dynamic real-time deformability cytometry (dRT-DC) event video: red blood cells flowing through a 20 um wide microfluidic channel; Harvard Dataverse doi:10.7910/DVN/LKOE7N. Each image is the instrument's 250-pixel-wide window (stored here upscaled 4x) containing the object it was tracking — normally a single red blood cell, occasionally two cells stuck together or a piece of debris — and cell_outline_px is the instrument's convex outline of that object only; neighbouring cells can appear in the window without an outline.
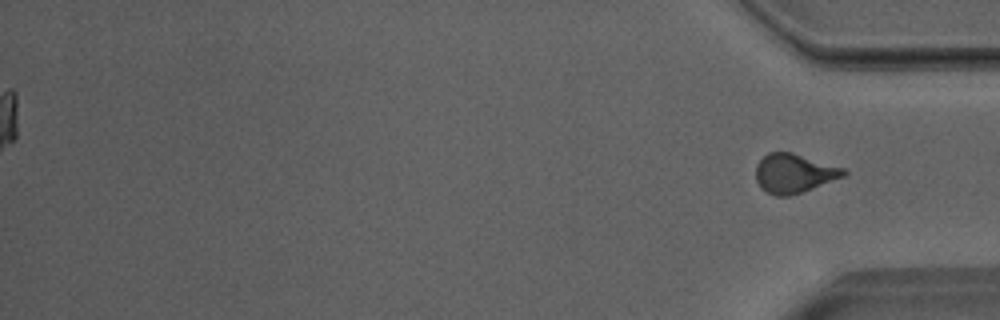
{"species": "Egyptian fruit bat (a non-hibernating species)", "species_latin": "Rousettus aegyptiacus", "temperature_condition": "room temperature", "stored_images_in_passage": 47, "segment_of_instrument_passage": [2, 2], "camera_frame_rate_fps": 3000, "um_per_image_px": 0.085, "animal": {"sex": "male"}, "frame": {"image": 1, "passage_image": 47, "time_ms": 15.333, "image_size_px": [1000, 320], "cell_outline_px": [[848, 172], [844, 176], [812, 188], [788, 196], [776, 196], [760, 188], [756, 180], [756, 164], [768, 152], [792, 152], [848, 168]], "centroid_in_image_um": [67.51, 14.71], "position_along_channel_um": 367.7, "area_um2": 20.11}}